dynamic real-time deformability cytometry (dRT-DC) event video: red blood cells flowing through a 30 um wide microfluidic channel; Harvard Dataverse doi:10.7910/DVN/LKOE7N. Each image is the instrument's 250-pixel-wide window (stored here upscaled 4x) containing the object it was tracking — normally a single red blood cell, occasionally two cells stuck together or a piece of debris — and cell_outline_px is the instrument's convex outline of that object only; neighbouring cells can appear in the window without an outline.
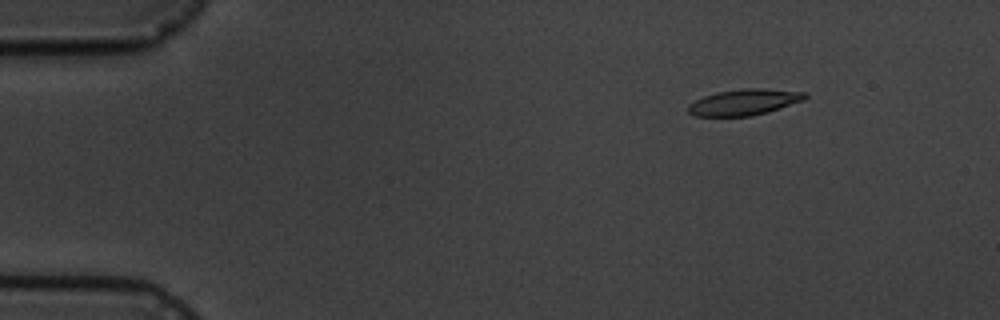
{"species": "common noctule bat (a hibernating species)", "species_latin": "Nyctalus noctula", "temperature_condition": "cold", "stored_images_in_passage": 7, "camera_frame_rate_fps": 3000, "um_per_image_px": 0.085, "animal": {"sex": "male", "body_mass_g": 19.5, "forearm_length_mm": 54.6}, "frame": {"image": 1, "passage_image": 3, "time_ms": 2.333, "image_size_px": [1000, 320], "cell_outline_px": [[808, 96], [804, 100], [768, 112], [752, 116], [696, 116], [688, 112], [688, 104], [704, 96], [716, 92], [744, 88], [764, 88], [804, 92]], "centroid_in_image_um": [63.26, 8.68], "position_along_channel_um": 21.7, "area_um2": 17.74}}
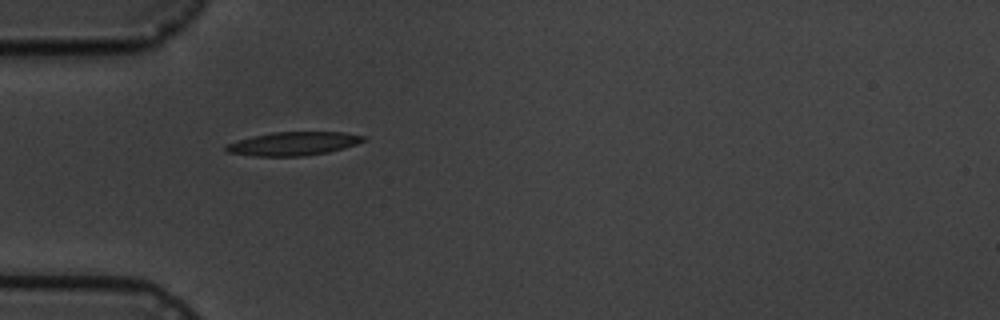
{"frame": {"image": 2, "passage_image": 6, "time_ms": 5.667, "image_size_px": [1000, 320], "cell_outline_px": [[364, 140], [356, 144], [344, 148], [328, 152], [304, 156], [256, 156], [228, 152], [224, 148], [228, 144], [252, 136], [272, 132], [344, 132], [364, 136]], "centroid_in_image_um": [24.95, 12.21], "position_along_channel_um": 60.1, "area_um2": 18.61}}
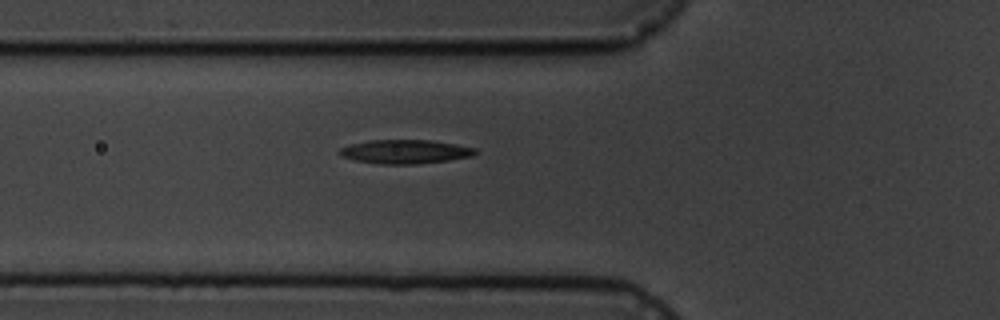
{"frame": {"image": 3, "passage_image": 7, "time_ms": 6.667, "image_size_px": [1000, 320], "cell_outline_px": [[480, 152], [472, 156], [448, 160], [416, 164], [380, 164], [356, 160], [340, 156], [340, 148], [348, 144], [368, 140], [432, 140], [456, 144], [476, 148]], "centroid_in_image_um": [34.46, 12.88], "position_along_channel_um": 91.3, "area_um2": 19.02}}